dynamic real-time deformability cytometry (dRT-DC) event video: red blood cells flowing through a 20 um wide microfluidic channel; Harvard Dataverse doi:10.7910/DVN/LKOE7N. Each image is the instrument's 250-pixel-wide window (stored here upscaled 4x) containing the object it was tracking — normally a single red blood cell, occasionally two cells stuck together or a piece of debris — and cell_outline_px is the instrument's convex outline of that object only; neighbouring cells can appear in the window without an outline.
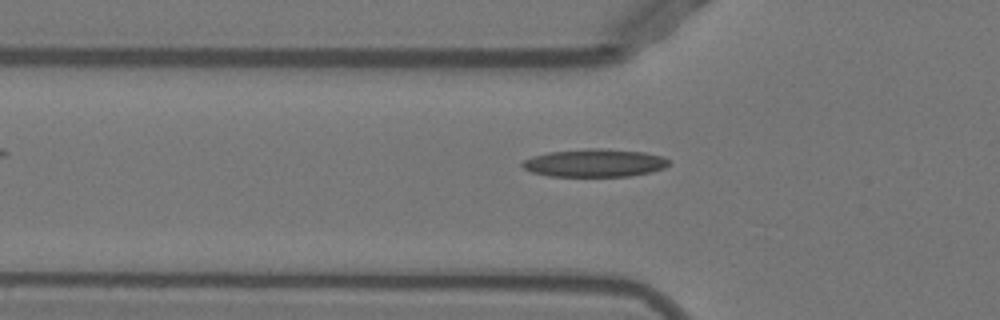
{"species": "Egyptian fruit bat (a non-hibernating species)", "species_latin": "Rousettus aegyptiacus", "temperature_condition": "warm", "stored_images_in_passage": 36, "camera_frame_rate_fps": 3000, "um_per_image_px": 0.085, "animal": {"sex": "female"}, "frame": {"image": 1, "passage_image": 8, "time_ms": 2.333, "image_size_px": [1000, 320], "cell_outline_px": [[668, 164], [664, 168], [648, 172], [628, 176], [548, 176], [532, 172], [524, 168], [520, 164], [524, 160], [548, 152], [588, 148], [600, 148], [644, 152], [660, 156], [668, 160]], "centroid_in_image_um": [50.51, 13.85], "position_along_channel_um": 75.3, "area_um2": 23.52}}
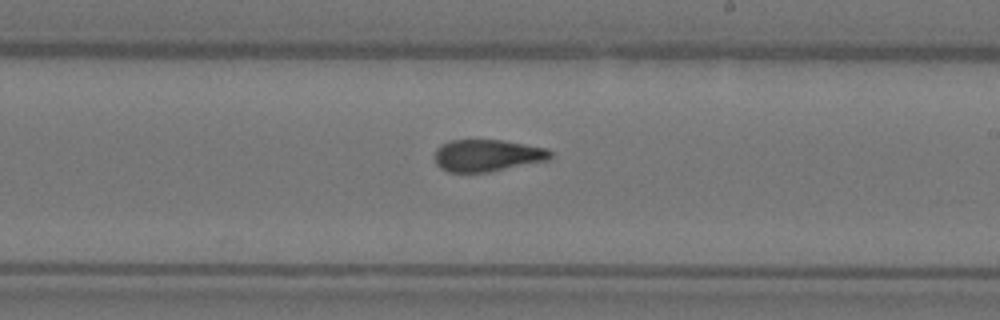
{"frame": {"image": 2, "passage_image": 21, "time_ms": 6.667, "image_size_px": [1000, 320], "cell_outline_px": [[552, 156], [548, 160], [488, 172], [448, 172], [440, 168], [436, 164], [436, 148], [440, 144], [448, 140], [504, 140], [548, 148], [552, 152]], "centroid_in_image_um": [41.42, 13.2], "position_along_channel_um": 247.6, "area_um2": 21.68}}
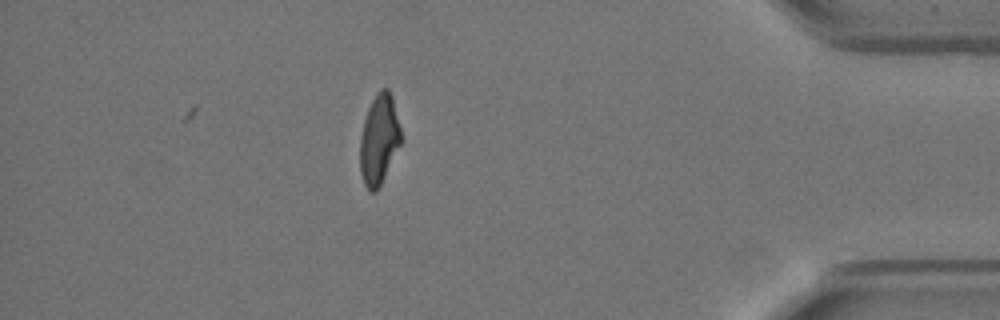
{"frame": {"image": 3, "passage_image": 36, "time_ms": 11.667, "image_size_px": [1000, 320], "cell_outline_px": [[400, 144], [376, 192], [372, 192], [364, 184], [360, 172], [360, 140], [364, 120], [368, 108], [372, 100], [380, 88], [388, 88], [392, 96], [400, 128]], "centroid_in_image_um": [32.2, 11.83], "position_along_channel_um": 403.0, "area_um2": 20.98}, "authors_computed_cell_mechanics": {"area_um2": 22.2819, "velocity_mm_per_s": 3.947, "shape_relaxation_time_tau1_ms": 7.2166, "shape_relaxation_time_tau2_ms": 1.5635, "deformation_change_tau1": 0.2589, "deformation_change_tau2": 0.0949}}